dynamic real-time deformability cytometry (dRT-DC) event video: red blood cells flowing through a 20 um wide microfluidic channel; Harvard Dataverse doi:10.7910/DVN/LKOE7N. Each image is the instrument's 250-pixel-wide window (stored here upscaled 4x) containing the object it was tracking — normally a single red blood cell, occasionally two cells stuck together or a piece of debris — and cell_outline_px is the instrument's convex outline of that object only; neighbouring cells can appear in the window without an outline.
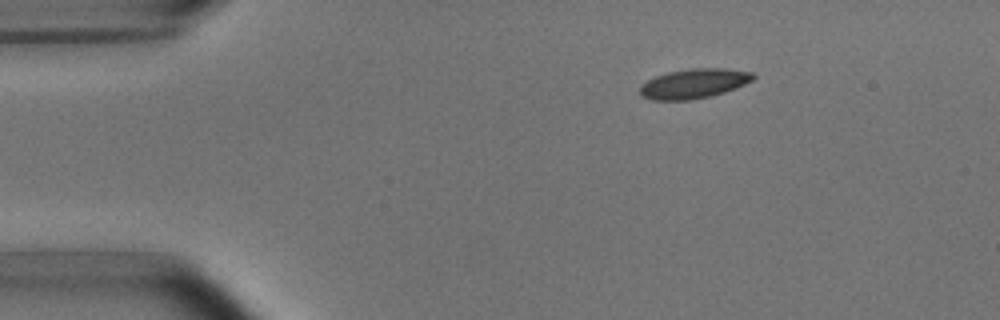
{"species": "common noctule bat (a hibernating species)", "species_latin": "Nyctalus noctula", "temperature_condition": "room temperature", "stored_images_in_passage": 9, "camera_frame_rate_fps": 3000, "um_per_image_px": 0.085, "animal": {"sex": "male", "body_mass_g": 15.6}, "frame": {"image": 1, "passage_image": 1, "time_ms": 0.0, "image_size_px": [1000, 320], "cell_outline_px": [[756, 76], [752, 80], [744, 84], [724, 92], [712, 96], [688, 100], [652, 100], [640, 96], [640, 84], [656, 76], [668, 72], [688, 68], [724, 68], [752, 72]], "centroid_in_image_um": [58.95, 7.1], "position_along_channel_um": 26.0, "area_um2": 19.59}}
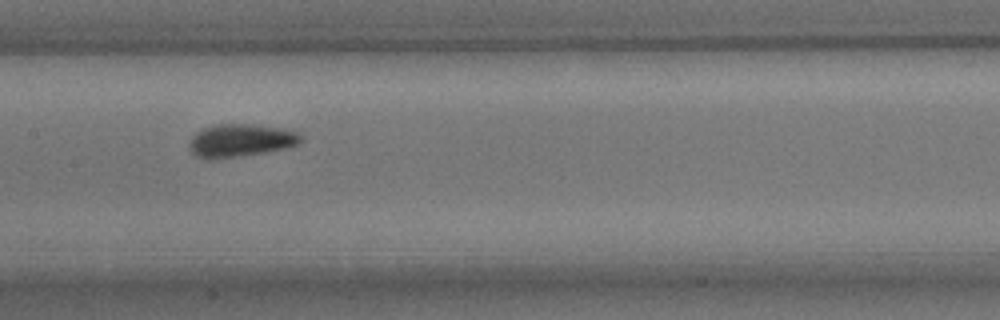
{"frame": {"image": 2, "passage_image": 6, "time_ms": 6.0, "image_size_px": [1000, 320], "cell_outline_px": [[300, 140], [296, 144], [284, 148], [264, 152], [212, 160], [208, 160], [196, 156], [188, 148], [188, 144], [192, 136], [196, 132], [212, 124], [252, 124], [280, 128], [296, 132], [300, 136]], "centroid_in_image_um": [20.34, 11.94], "position_along_channel_um": 187.1, "area_um2": 21.21}}
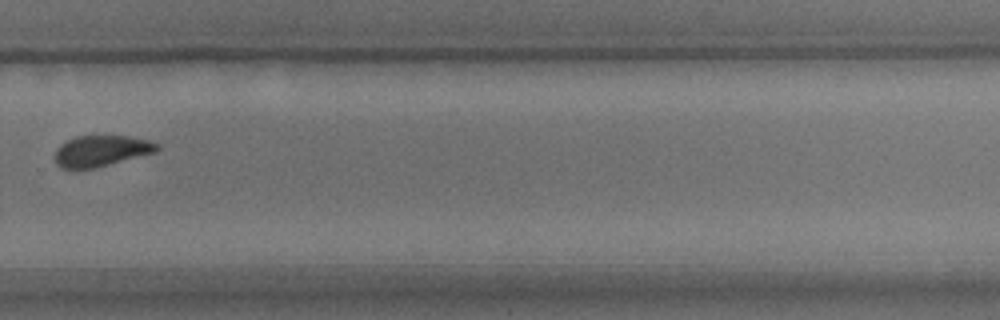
{"frame": {"image": 3, "passage_image": 9, "time_ms": 9.667, "image_size_px": [1000, 320], "cell_outline_px": [[160, 148], [156, 152], [96, 168], [60, 168], [56, 164], [56, 148], [60, 144], [76, 136], [128, 136], [148, 140], [160, 144]], "centroid_in_image_um": [8.63, 12.82], "position_along_channel_um": 321.2, "area_um2": 18.44}}